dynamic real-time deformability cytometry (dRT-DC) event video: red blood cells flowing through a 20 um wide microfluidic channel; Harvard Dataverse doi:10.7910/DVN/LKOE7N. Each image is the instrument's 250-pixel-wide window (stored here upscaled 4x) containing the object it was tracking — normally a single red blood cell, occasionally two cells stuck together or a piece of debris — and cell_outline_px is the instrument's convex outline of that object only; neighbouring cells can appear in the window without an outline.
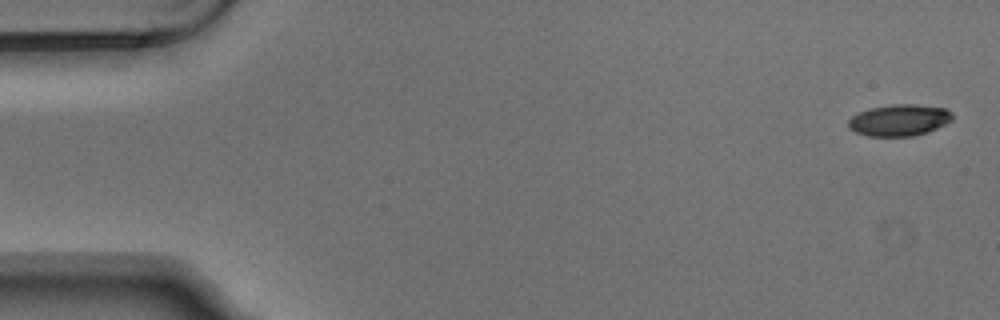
{"species": "Egyptian fruit bat (a non-hibernating species)", "species_latin": "Rousettus aegyptiacus", "temperature_condition": "warm", "stored_images_in_passage": 5, "camera_frame_rate_fps": 3000, "um_per_image_px": 0.085, "animal": {"sex": "male"}, "frame": {"image": 1, "passage_image": 1, "time_ms": 0.0, "image_size_px": [1000, 320], "cell_outline_px": [[952, 120], [928, 132], [912, 136], [868, 136], [856, 132], [848, 128], [848, 120], [852, 116], [868, 108], [892, 104], [916, 104], [948, 108], [952, 112]], "centroid_in_image_um": [76.44, 10.2], "position_along_channel_um": 8.6, "area_um2": 19.25}}
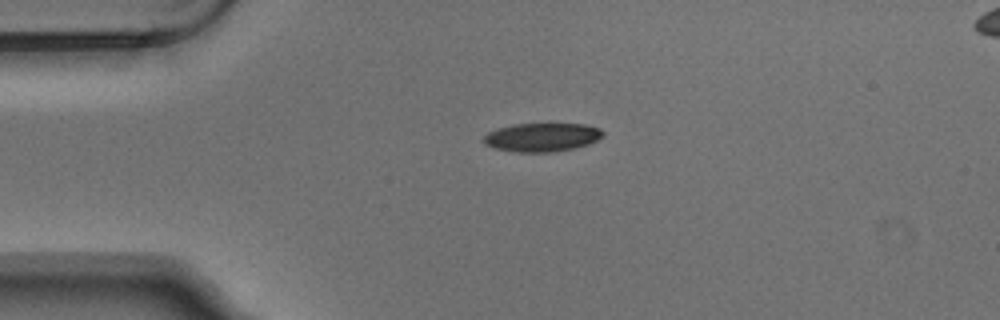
{"frame": {"image": 2, "passage_image": 3, "time_ms": 0.667, "image_size_px": [1000, 320], "cell_outline_px": [[604, 136], [588, 144], [572, 148], [548, 152], [516, 152], [496, 148], [484, 144], [484, 136], [488, 132], [512, 124], [584, 124], [600, 128], [604, 132]], "centroid_in_image_um": [46.08, 11.66], "position_along_channel_um": 38.9, "area_um2": 19.65}}
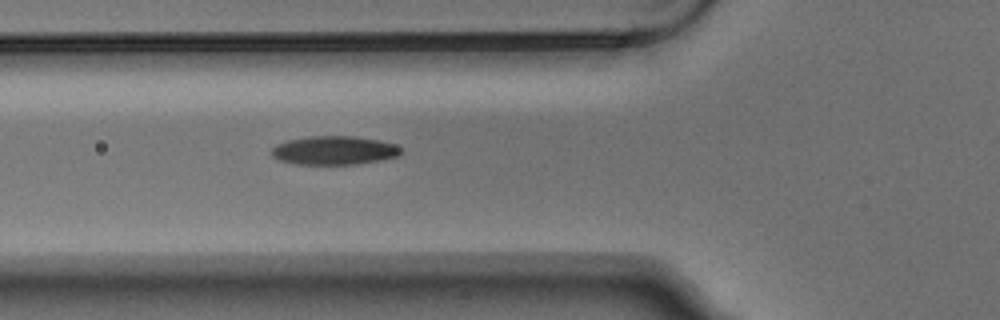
{"frame": {"image": 3, "passage_image": 5, "time_ms": 1.333, "image_size_px": [1000, 320], "cell_outline_px": [[404, 152], [396, 156], [380, 160], [356, 164], [296, 164], [280, 160], [272, 156], [272, 148], [276, 144], [288, 140], [308, 136], [356, 136], [380, 140], [396, 144], [404, 148]], "centroid_in_image_um": [28.45, 12.77], "position_along_channel_um": 97.4, "area_um2": 21.79}}